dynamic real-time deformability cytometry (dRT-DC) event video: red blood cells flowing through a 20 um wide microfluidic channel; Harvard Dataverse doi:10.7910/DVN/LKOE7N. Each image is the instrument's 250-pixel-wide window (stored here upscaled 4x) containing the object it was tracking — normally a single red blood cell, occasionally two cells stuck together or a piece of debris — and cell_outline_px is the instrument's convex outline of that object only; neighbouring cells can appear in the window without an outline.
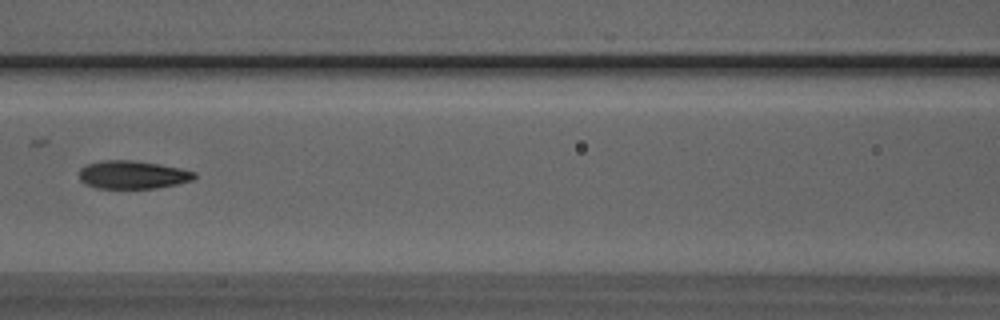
{"species": "Egyptian fruit bat (a non-hibernating species)", "species_latin": "Rousettus aegyptiacus", "temperature_condition": "room temperature", "stored_images_in_passage": 4, "camera_frame_rate_fps": 3000, "um_per_image_px": 0.085, "animal": {"sex": "male"}, "frame": {"image": 1, "passage_image": 4, "time_ms": 1.0, "image_size_px": [1000, 320], "cell_outline_px": [[196, 176], [192, 180], [176, 184], [156, 188], [96, 188], [84, 184], [80, 180], [80, 168], [88, 164], [104, 160], [132, 160], [160, 164], [180, 168], [196, 172]], "centroid_in_image_um": [11.27, 14.85], "position_along_channel_um": 155.3, "area_um2": 18.84}}